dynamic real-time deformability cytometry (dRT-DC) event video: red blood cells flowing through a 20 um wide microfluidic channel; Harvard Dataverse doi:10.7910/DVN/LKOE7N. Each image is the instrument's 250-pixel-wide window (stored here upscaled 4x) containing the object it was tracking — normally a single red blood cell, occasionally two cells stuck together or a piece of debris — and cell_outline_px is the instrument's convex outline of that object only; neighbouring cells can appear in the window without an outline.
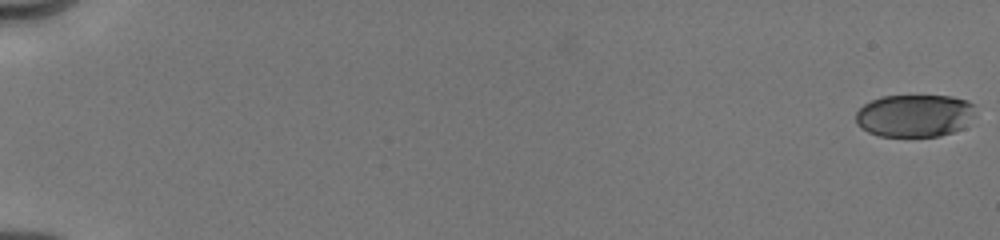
{"species": "human", "species_latin": "Homo sapiens", "temperature_condition": "cold", "stored_images_in_passage": 54, "camera_frame_rate_fps": 3000, "um_per_image_px": 0.085, "donor": {"sex": "male"}, "frame": {"image": 1, "passage_image": 1, "time_ms": 0.0, "image_size_px": [1000, 240], "cell_outline_px": [[976, 116], [964, 128], [940, 136], [880, 136], [868, 132], [860, 128], [856, 124], [856, 112], [864, 104], [880, 96], [952, 96], [968, 100], [972, 104]], "centroid_in_image_um": [77.76, 9.83], "position_along_channel_um": 7.2, "area_um2": 30.0}}
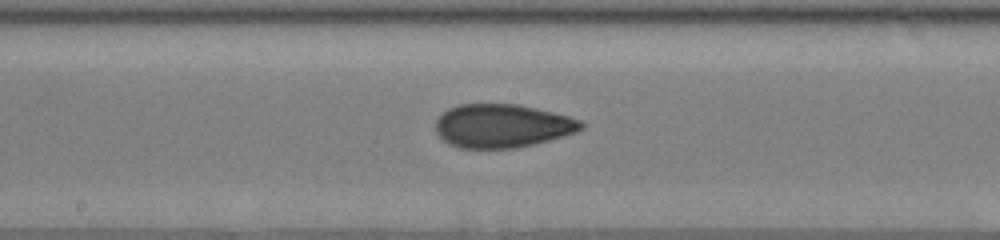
{"frame": {"image": 2, "passage_image": 31, "time_ms": 10.0, "image_size_px": [1000, 240], "cell_outline_px": [[584, 128], [576, 132], [548, 140], [516, 148], [460, 148], [448, 144], [436, 132], [436, 120], [448, 108], [460, 104], [520, 104], [568, 116], [580, 120], [584, 124]], "centroid_in_image_um": [42.68, 10.69], "position_along_channel_um": 205.5, "area_um2": 36.76}}
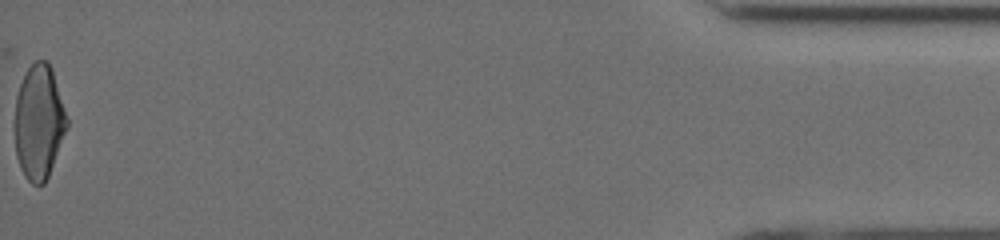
{"frame": {"image": 3, "passage_image": 54, "time_ms": 17.667, "image_size_px": [1000, 240], "cell_outline_px": [[68, 128], [48, 176], [44, 184], [32, 184], [24, 176], [20, 168], [16, 156], [12, 124], [16, 96], [20, 84], [28, 68], [36, 60], [48, 60], [52, 68], [68, 120]], "centroid_in_image_um": [3.28, 10.38], "position_along_channel_um": 431.9, "area_um2": 35.43}, "authors_computed_cell_mechanics": {"area_um2": 35.3447, "velocity_mm_per_s": 4.038, "shape_relaxation_time_tau1_ms": 6.673, "shape_relaxation_time_tau2_ms": 1.7208, "deformation_change_tau1": 0.1897, "deformation_change_tau2": 0.079}}